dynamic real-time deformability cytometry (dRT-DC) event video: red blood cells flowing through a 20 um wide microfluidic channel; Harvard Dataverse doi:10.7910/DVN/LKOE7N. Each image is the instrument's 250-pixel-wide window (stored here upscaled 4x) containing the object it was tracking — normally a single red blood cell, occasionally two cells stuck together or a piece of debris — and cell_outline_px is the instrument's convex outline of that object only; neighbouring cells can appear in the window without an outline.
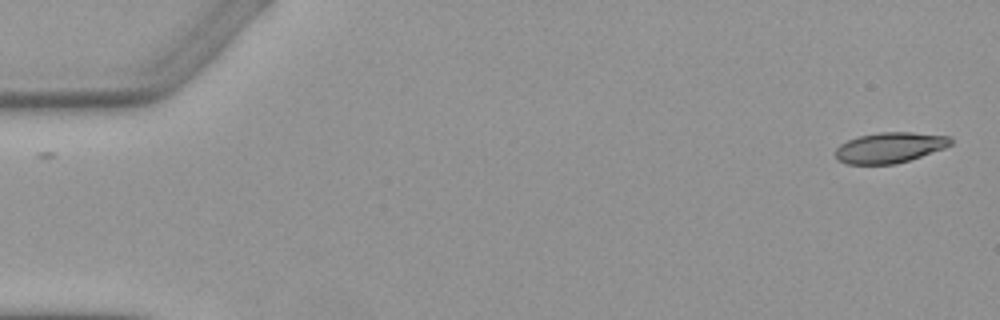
{"species": "Egyptian fruit bat (a non-hibernating species)", "species_latin": "Rousettus aegyptiacus", "temperature_condition": "warm", "stored_images_in_passage": 2, "camera_frame_rate_fps": 3000, "um_per_image_px": 0.085, "animal": {"sex": "female"}, "frame": {"image": 1, "passage_image": 2, "time_ms": 1.333, "image_size_px": [1000, 320], "cell_outline_px": [[952, 144], [944, 148], [896, 164], [848, 164], [840, 160], [836, 156], [836, 148], [840, 144], [848, 140], [860, 136], [880, 132], [912, 132], [952, 136]], "centroid_in_image_um": [75.66, 12.53], "position_along_channel_um": 9.3, "area_um2": 20.35}}